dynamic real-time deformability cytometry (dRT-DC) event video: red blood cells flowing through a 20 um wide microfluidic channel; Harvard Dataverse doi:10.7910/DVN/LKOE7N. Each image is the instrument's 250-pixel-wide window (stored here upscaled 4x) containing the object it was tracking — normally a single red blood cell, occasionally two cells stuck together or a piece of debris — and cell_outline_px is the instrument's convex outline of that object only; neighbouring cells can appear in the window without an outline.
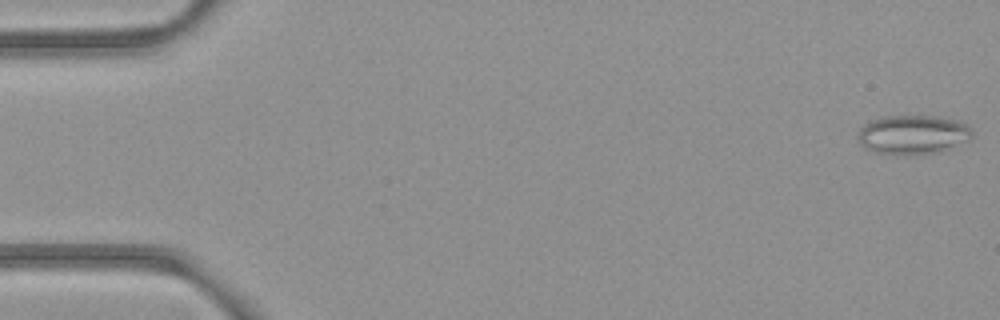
{"species": "common noctule bat (a hibernating species)", "species_latin": "Nyctalus noctula", "temperature_condition": "room temperature", "stored_images_in_passage": 50, "camera_frame_rate_fps": 3000, "um_per_image_px": 0.085, "animal": {"sex": "female", "body_mass_g": 21.9}, "frame": {"image": 1, "passage_image": 1, "time_ms": 0.0, "image_size_px": [1000, 320], "cell_outline_px": [[972, 136], [968, 140], [932, 152], [872, 152], [864, 148], [860, 144], [856, 136], [860, 128], [868, 120], [884, 116], [936, 116], [960, 120], [968, 124], [972, 128]], "centroid_in_image_um": [77.55, 11.37], "position_along_channel_um": 7.5, "area_um2": 25.43}}
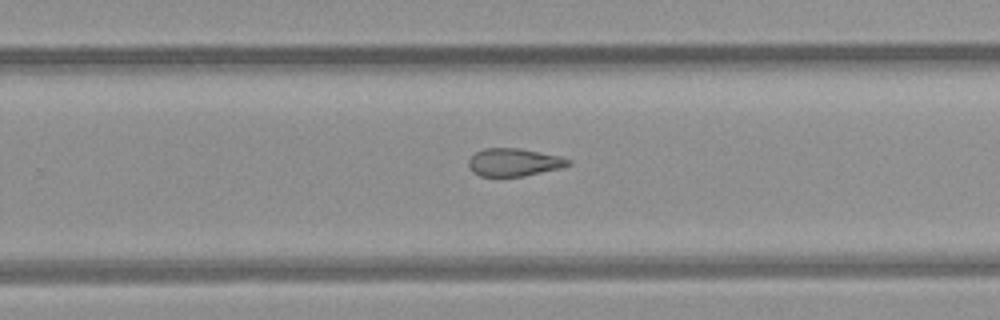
{"frame": {"image": 2, "passage_image": 34, "time_ms": 11.0, "image_size_px": [1000, 320], "cell_outline_px": [[572, 164], [560, 168], [524, 176], [480, 176], [472, 172], [468, 164], [468, 160], [476, 152], [484, 148], [520, 148], [560, 156], [572, 160]], "centroid_in_image_um": [43.69, 13.79], "position_along_channel_um": 286.1, "area_um2": 16.18}}
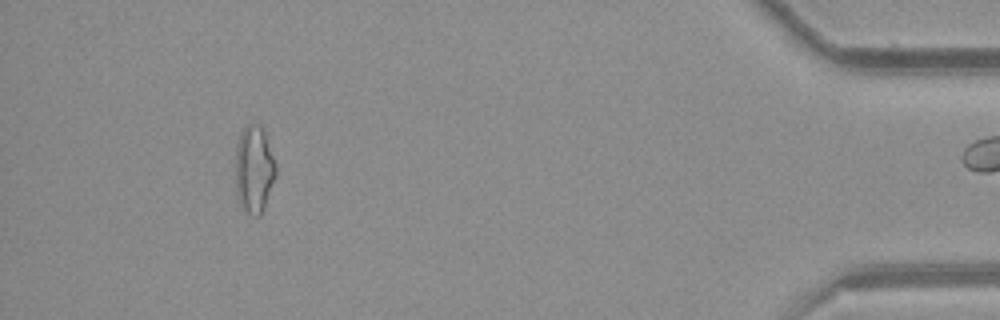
{"frame": {"image": 3, "passage_image": 49, "time_ms": 16.0, "image_size_px": [1000, 320], "cell_outline_px": [[276, 176], [264, 208], [260, 216], [256, 216], [244, 212], [240, 204], [236, 192], [236, 144], [240, 132], [244, 124], [252, 120], [260, 124], [264, 132], [276, 164]], "centroid_in_image_um": [21.59, 14.34], "position_along_channel_um": 413.6, "area_um2": 20.98}}